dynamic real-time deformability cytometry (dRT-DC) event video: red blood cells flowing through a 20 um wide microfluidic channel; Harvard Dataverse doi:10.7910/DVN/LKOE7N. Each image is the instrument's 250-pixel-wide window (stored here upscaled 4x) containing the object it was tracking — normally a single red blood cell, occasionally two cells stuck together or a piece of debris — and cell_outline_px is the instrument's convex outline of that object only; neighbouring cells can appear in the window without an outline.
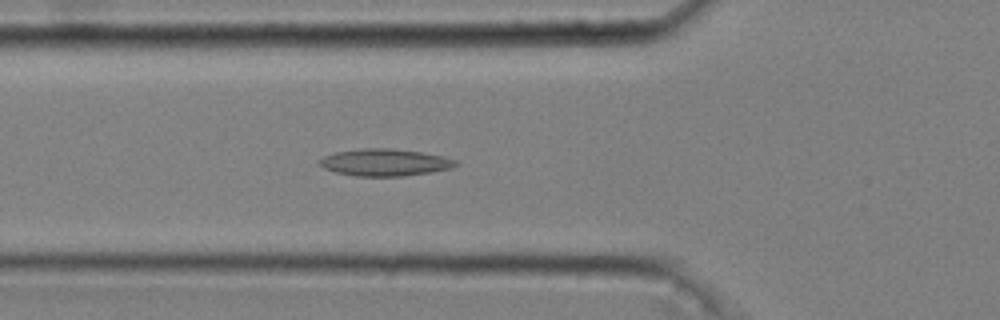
{"species": "common noctule bat (a hibernating species)", "species_latin": "Nyctalus noctula", "temperature_condition": "cold", "stored_images_in_passage": 48, "camera_frame_rate_fps": 3000, "um_per_image_px": 0.085, "animal": {"sex": "male", "body_mass_g": 20.4}, "frame": {"image": 1, "passage_image": 15, "time_ms": 4.667, "image_size_px": [1000, 320], "cell_outline_px": [[456, 164], [452, 168], [432, 172], [404, 176], [356, 176], [336, 172], [324, 168], [316, 164], [324, 156], [336, 152], [364, 148], [388, 148], [420, 152], [444, 156], [456, 160]], "centroid_in_image_um": [32.7, 13.81], "position_along_channel_um": 93.1, "area_um2": 21.39}}
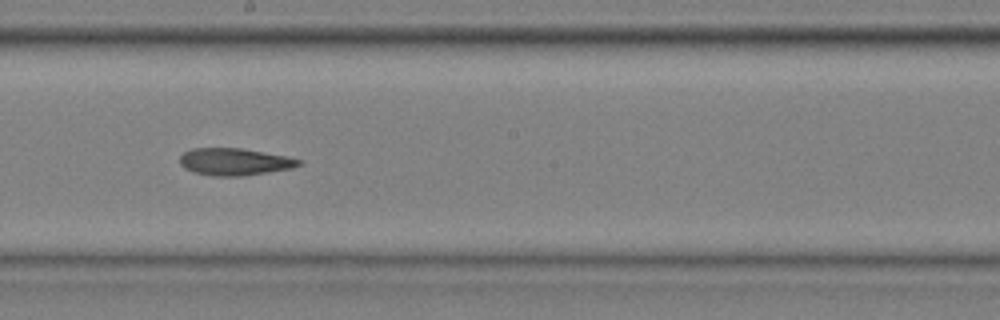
{"frame": {"image": 2, "passage_image": 26, "time_ms": 8.333, "image_size_px": [1000, 320], "cell_outline_px": [[304, 160], [300, 164], [292, 168], [244, 176], [212, 176], [196, 172], [184, 168], [180, 164], [180, 156], [184, 152], [192, 148], [240, 148], [288, 156]], "centroid_in_image_um": [19.95, 13.75], "position_along_channel_um": 228.2, "area_um2": 18.84}}
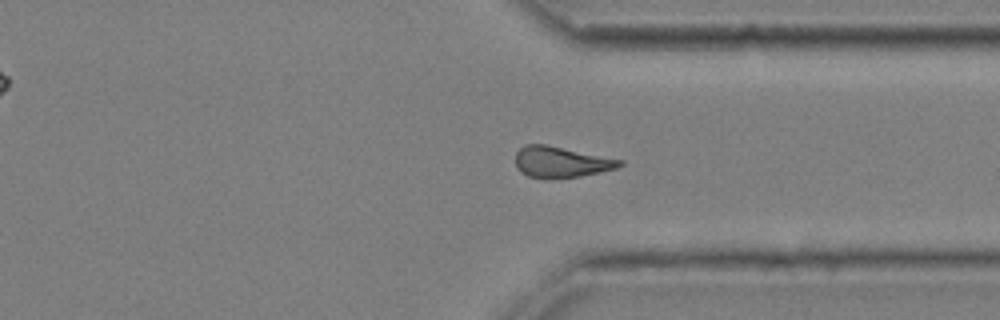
{"frame": {"image": 3, "passage_image": 37, "time_ms": 12.0, "image_size_px": [1000, 320], "cell_outline_px": [[624, 164], [616, 168], [580, 176], [552, 180], [544, 180], [528, 176], [520, 172], [516, 168], [516, 152], [524, 144], [544, 144], [624, 160]], "centroid_in_image_um": [47.65, 13.79], "position_along_channel_um": 363.8, "area_um2": 19.07}, "authors_computed_cell_mechanics": {"area_um2": 19.4786, "velocity_mm_per_s": 3.6795, "shape_relaxation_time_tau1_ms": null, "shape_relaxation_time_tau2_ms": 11.1825, "deformation_change_tau1": null, "deformation_change_tau2": 0.2135}}